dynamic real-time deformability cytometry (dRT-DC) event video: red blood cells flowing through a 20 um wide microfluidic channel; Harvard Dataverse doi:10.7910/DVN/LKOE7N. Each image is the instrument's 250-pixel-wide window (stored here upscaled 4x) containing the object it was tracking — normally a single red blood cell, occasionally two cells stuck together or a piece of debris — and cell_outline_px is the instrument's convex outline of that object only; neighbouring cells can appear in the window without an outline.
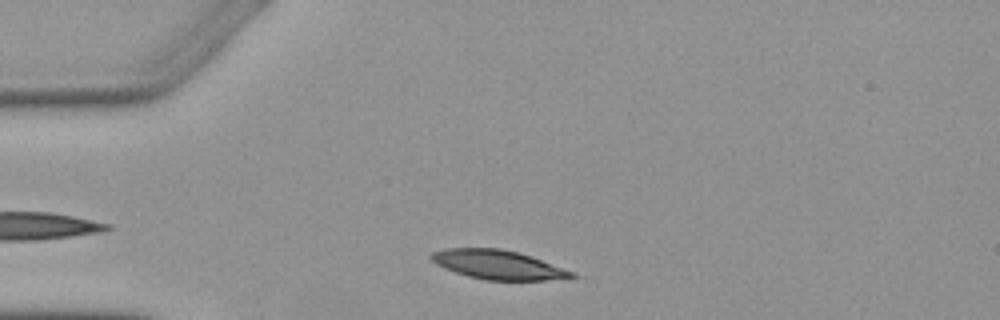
{"species": "Egyptian fruit bat (a non-hibernating species)", "species_latin": "Rousettus aegyptiacus", "temperature_condition": "warm", "stored_images_in_passage": 5, "camera_frame_rate_fps": 3000, "um_per_image_px": 0.085, "animal": {"sex": "female"}, "frame": {"image": 1, "passage_image": 2, "time_ms": 1.333, "image_size_px": [1000, 320], "cell_outline_px": [[576, 276], [548, 280], [484, 280], [468, 276], [444, 268], [436, 264], [428, 256], [432, 252], [444, 248], [500, 248], [520, 252], [576, 272]], "centroid_in_image_um": [42.32, 22.49], "position_along_channel_um": 42.7, "area_um2": 23.93}}
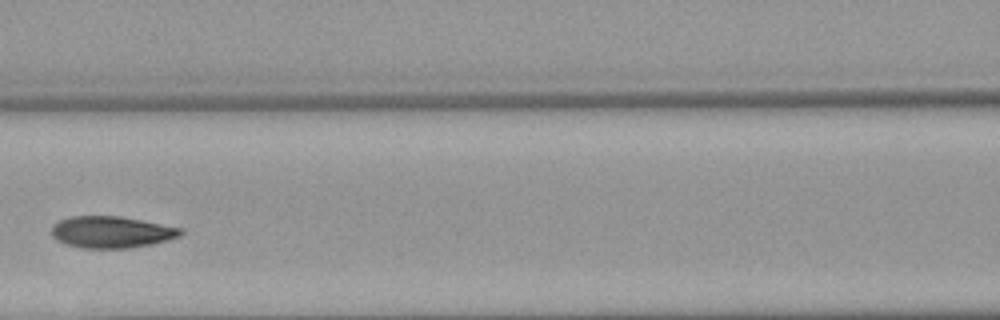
{"frame": {"image": 2, "passage_image": 5, "time_ms": 5.0, "image_size_px": [1000, 320], "cell_outline_px": [[184, 232], [180, 236], [168, 240], [152, 244], [128, 248], [80, 248], [64, 244], [56, 240], [52, 236], [52, 224], [60, 220], [72, 216], [120, 216], [184, 228]], "centroid_in_image_um": [9.48, 19.73], "position_along_channel_um": 157.1, "area_um2": 24.04}}